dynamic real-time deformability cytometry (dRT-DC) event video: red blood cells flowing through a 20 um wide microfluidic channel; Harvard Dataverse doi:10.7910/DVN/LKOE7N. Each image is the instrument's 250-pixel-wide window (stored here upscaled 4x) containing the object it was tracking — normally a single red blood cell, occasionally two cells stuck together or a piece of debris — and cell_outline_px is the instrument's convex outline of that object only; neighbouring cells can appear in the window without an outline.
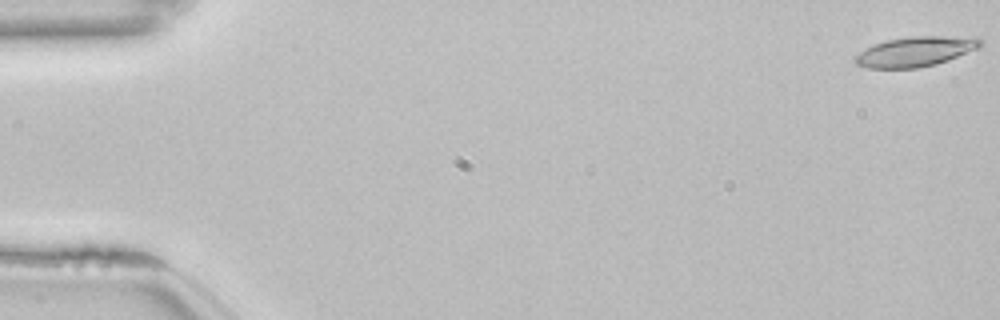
{"species": "common noctule bat (a hibernating species)", "species_latin": "Nyctalus noctula", "temperature_condition": "room temperature", "stored_images_in_passage": 21, "camera_frame_rate_fps": 3000, "um_per_image_px": 0.085, "animal": {"sex": "female", "body_mass_g": 22.7, "forearm_length_mm": 54.2}, "frame": {"image": 1, "passage_image": 1, "time_ms": 0.0, "image_size_px": [1000, 320], "cell_outline_px": [[984, 44], [976, 48], [948, 60], [936, 64], [916, 68], [868, 68], [856, 64], [852, 60], [860, 52], [872, 44], [888, 40], [912, 36], [976, 36], [984, 40]], "centroid_in_image_um": [77.84, 4.37], "position_along_channel_um": 7.2, "area_um2": 21.91}}
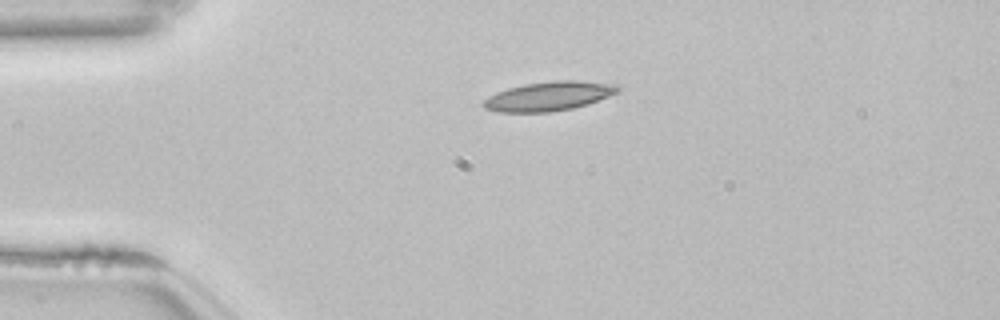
{"frame": {"image": 2, "passage_image": 13, "time_ms": 4.0, "image_size_px": [1000, 320], "cell_outline_px": [[620, 88], [616, 92], [608, 96], [588, 104], [572, 108], [548, 112], [496, 112], [484, 108], [480, 104], [488, 96], [496, 92], [508, 88], [524, 84], [556, 80], [572, 80], [620, 84]], "centroid_in_image_um": [46.61, 8.17], "position_along_channel_um": 38.4, "area_um2": 22.89}}
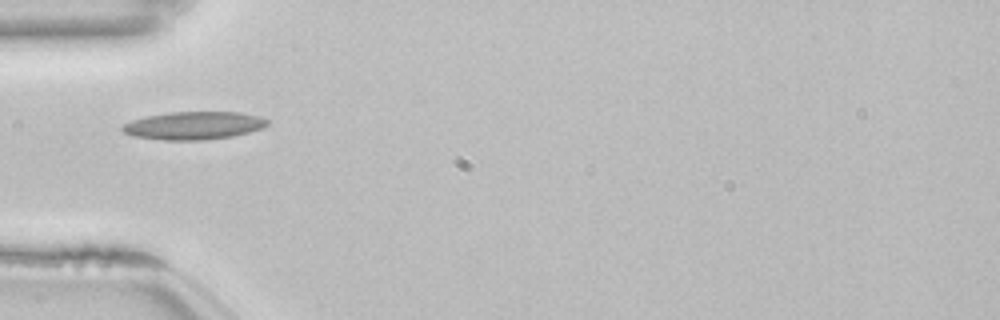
{"frame": {"image": 3, "passage_image": 18, "time_ms": 5.667, "image_size_px": [1000, 320], "cell_outline_px": [[268, 124], [264, 128], [232, 136], [200, 140], [164, 140], [132, 136], [124, 132], [120, 128], [124, 124], [132, 120], [148, 116], [168, 112], [240, 112], [260, 116], [268, 120]], "centroid_in_image_um": [16.48, 10.67], "position_along_channel_um": 68.5, "area_um2": 23.52}}